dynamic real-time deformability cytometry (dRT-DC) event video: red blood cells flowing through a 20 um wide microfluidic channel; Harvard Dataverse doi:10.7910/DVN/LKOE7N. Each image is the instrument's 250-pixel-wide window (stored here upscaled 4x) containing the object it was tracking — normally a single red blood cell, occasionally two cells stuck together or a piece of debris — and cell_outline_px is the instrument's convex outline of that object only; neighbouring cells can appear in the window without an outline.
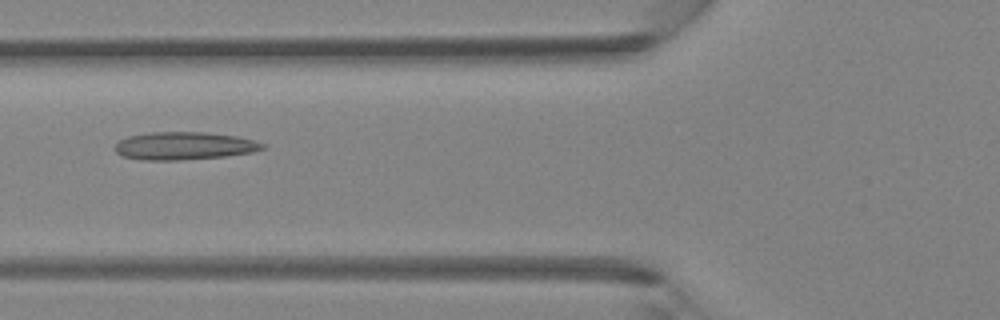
{"species": "Egyptian fruit bat (a non-hibernating species)", "species_latin": "Rousettus aegyptiacus", "temperature_condition": "room temperature", "stored_images_in_passage": 36, "camera_frame_rate_fps": 3000, "um_per_image_px": 0.085, "animal": {"sex": "female"}, "frame": {"image": 1, "passage_image": 9, "time_ms": 2.667, "image_size_px": [1000, 320], "cell_outline_px": [[264, 148], [252, 152], [224, 156], [180, 160], [140, 160], [120, 156], [112, 148], [120, 140], [128, 136], [152, 132], [208, 132], [236, 136], [252, 140], [264, 144]], "centroid_in_image_um": [15.58, 12.4], "position_along_channel_um": 110.2, "area_um2": 23.93}}
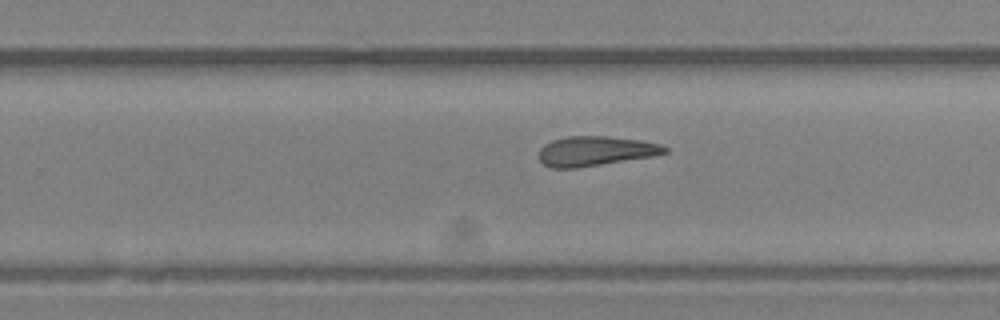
{"frame": {"image": 2, "passage_image": 20, "time_ms": 6.333, "image_size_px": [1000, 320], "cell_outline_px": [[668, 152], [656, 156], [576, 168], [552, 168], [544, 164], [540, 160], [540, 148], [544, 144], [552, 140], [568, 136], [608, 136], [640, 140], [660, 144], [668, 148]], "centroid_in_image_um": [50.64, 12.84], "position_along_channel_um": 279.2, "area_um2": 21.85}}
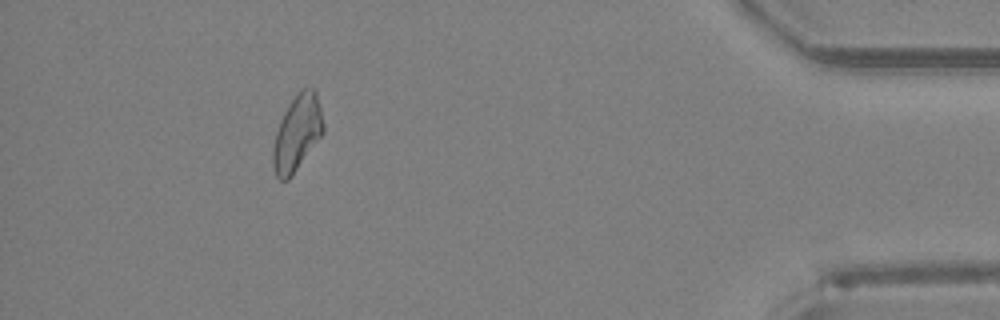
{"frame": {"image": 3, "passage_image": 32, "time_ms": 10.333, "image_size_px": [1000, 320], "cell_outline_px": [[324, 132], [288, 180], [280, 180], [276, 176], [272, 168], [272, 148], [276, 132], [280, 120], [288, 104], [300, 88], [316, 88], [320, 104], [324, 124]], "centroid_in_image_um": [25.25, 11.27], "position_along_channel_um": 410.0, "area_um2": 22.37}}